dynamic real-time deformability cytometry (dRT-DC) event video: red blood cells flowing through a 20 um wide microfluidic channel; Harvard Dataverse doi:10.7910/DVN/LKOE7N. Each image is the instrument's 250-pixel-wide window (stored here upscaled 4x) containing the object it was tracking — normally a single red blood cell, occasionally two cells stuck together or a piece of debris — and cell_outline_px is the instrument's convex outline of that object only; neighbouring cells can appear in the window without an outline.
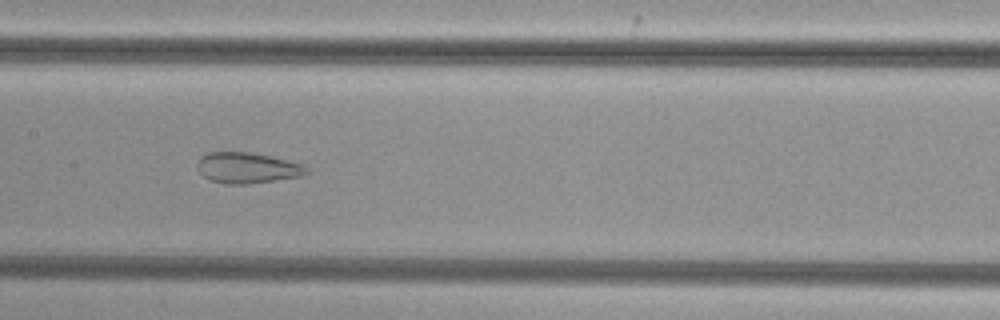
{"species": "common noctule bat (a hibernating species)", "species_latin": "Nyctalus noctula", "temperature_condition": "cold", "stored_images_in_passage": 52, "camera_frame_rate_fps": 3000, "um_per_image_px": 0.085, "animal": {"sex": "female", "body_mass_g": 29.2, "forearm_length_mm": 56.3}, "frame": {"image": 1, "passage_image": 25, "time_ms": 8.0, "image_size_px": [1000, 320], "cell_outline_px": [[308, 172], [300, 176], [248, 184], [224, 184], [208, 180], [196, 168], [196, 164], [200, 156], [208, 152], [248, 152], [268, 156], [304, 164], [308, 168]], "centroid_in_image_um": [20.96, 14.27], "position_along_channel_um": 186.4, "area_um2": 19.59}}
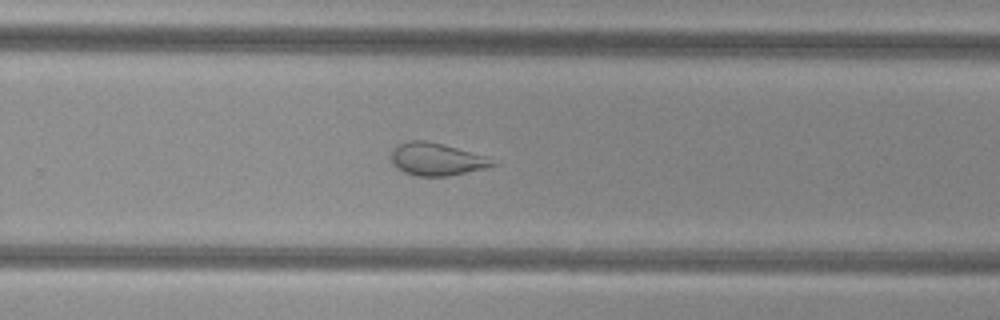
{"frame": {"image": 2, "passage_image": 33, "time_ms": 10.667, "image_size_px": [1000, 320], "cell_outline_px": [[500, 164], [484, 168], [448, 176], [416, 176], [404, 172], [396, 168], [388, 160], [392, 148], [408, 140], [424, 140], [444, 144], [484, 156]], "centroid_in_image_um": [37.02, 13.53], "position_along_channel_um": 292.8, "area_um2": 19.36}}
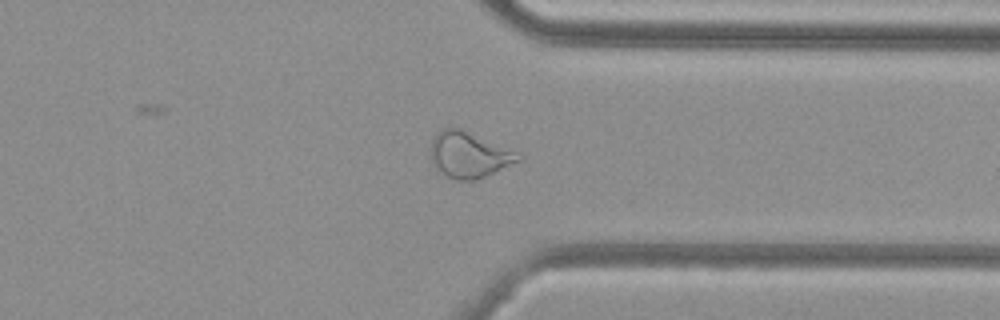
{"frame": {"image": 3, "passage_image": 39, "time_ms": 12.667, "image_size_px": [1000, 320], "cell_outline_px": [[524, 156], [520, 160], [484, 176], [472, 180], [456, 180], [436, 172], [432, 164], [432, 140], [444, 128], [460, 128]], "centroid_in_image_um": [39.81, 13.19], "position_along_channel_um": 371.6, "area_um2": 22.72}}